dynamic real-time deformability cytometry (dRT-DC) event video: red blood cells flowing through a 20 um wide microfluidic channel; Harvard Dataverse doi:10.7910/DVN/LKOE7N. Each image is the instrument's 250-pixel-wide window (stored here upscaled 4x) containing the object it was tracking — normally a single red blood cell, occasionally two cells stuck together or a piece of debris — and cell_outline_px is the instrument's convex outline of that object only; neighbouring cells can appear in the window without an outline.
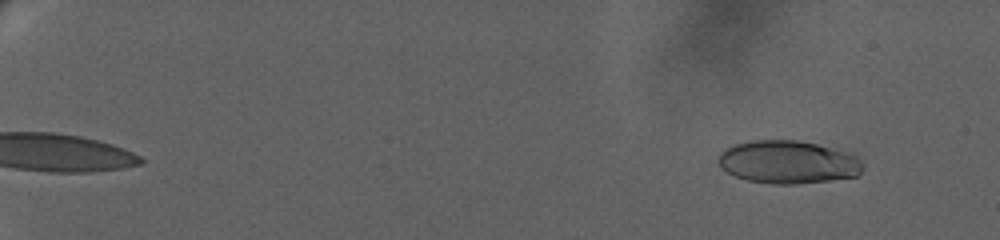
{"species": "human", "species_latin": "Homo sapiens", "temperature_condition": "warm", "stored_images_in_passage": 29, "camera_frame_rate_fps": 3000, "um_per_image_px": 0.085, "donor": {"sex": "female"}, "frame": {"image": 1, "passage_image": 1, "time_ms": 0.0, "image_size_px": [1000, 240], "cell_outline_px": [[864, 168], [856, 176], [828, 180], [796, 184], [772, 184], [748, 180], [736, 176], [720, 168], [716, 160], [720, 152], [724, 148], [736, 144], [752, 140], [796, 140], [848, 148], [864, 164]], "centroid_in_image_um": [67.03, 13.75], "position_along_channel_um": 18.0, "area_um2": 36.99}}
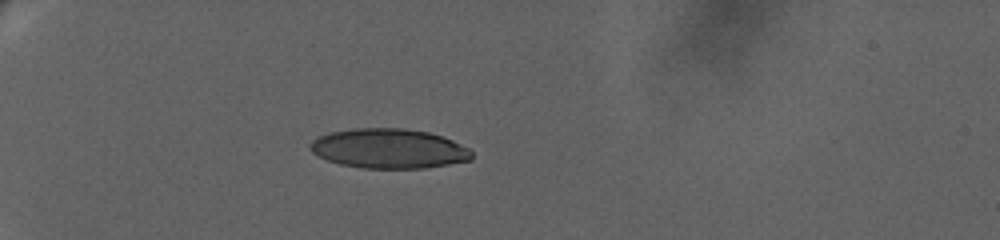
{"frame": {"image": 2, "passage_image": 26, "time_ms": 5.667, "image_size_px": [1000, 240], "cell_outline_px": [[472, 160], [424, 168], [364, 168], [340, 164], [328, 160], [312, 152], [308, 148], [308, 144], [312, 140], [320, 136], [332, 132], [352, 128], [404, 128], [428, 132], [444, 136], [468, 148], [472, 152]], "centroid_in_image_um": [33.05, 12.62], "position_along_channel_um": 51.9, "area_um2": 37.34}}